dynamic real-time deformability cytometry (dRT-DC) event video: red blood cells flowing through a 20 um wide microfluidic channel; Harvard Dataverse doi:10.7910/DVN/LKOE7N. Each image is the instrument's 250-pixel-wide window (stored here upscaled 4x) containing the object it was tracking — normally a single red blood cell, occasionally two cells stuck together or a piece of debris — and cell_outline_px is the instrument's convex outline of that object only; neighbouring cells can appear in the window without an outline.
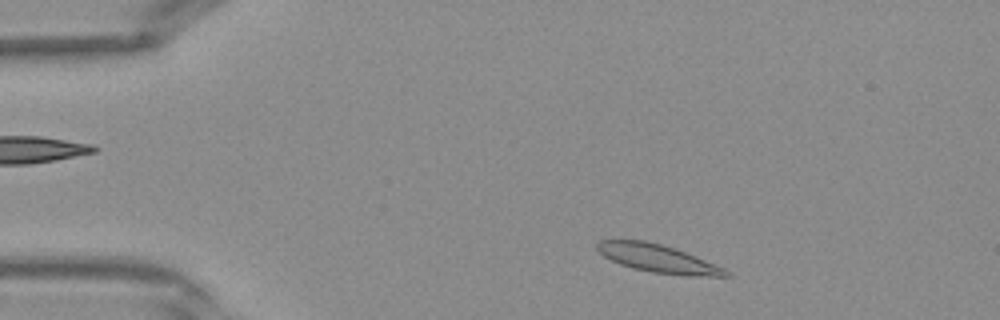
{"species": "Egyptian fruit bat (a non-hibernating species)", "species_latin": "Rousettus aegyptiacus", "temperature_condition": "warm", "stored_images_in_passage": 37, "camera_frame_rate_fps": 3000, "um_per_image_px": 0.085, "frame": {"image": 1, "passage_image": 3, "time_ms": 0.667, "image_size_px": [1000, 320], "cell_outline_px": [[732, 276], [688, 276], [652, 272], [632, 268], [620, 264], [604, 256], [596, 248], [596, 244], [600, 240], [644, 240], [676, 248], [696, 256], [724, 268]], "centroid_in_image_um": [55.92, 21.97], "position_along_channel_um": 29.1, "area_um2": 20.87}}
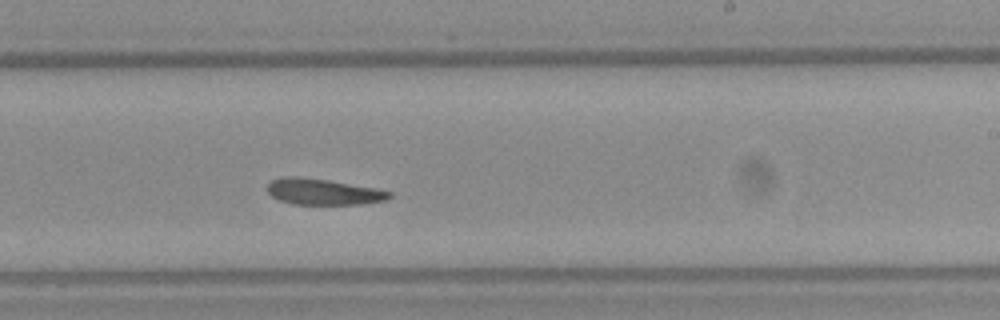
{"frame": {"image": 2, "passage_image": 21, "time_ms": 6.667, "image_size_px": [1000, 320], "cell_outline_px": [[392, 196], [388, 200], [364, 204], [292, 204], [280, 200], [272, 196], [268, 192], [268, 184], [272, 180], [280, 176], [296, 176], [328, 180], [376, 188], [392, 192]], "centroid_in_image_um": [27.5, 16.3], "position_along_channel_um": 261.5, "area_um2": 18.61}}
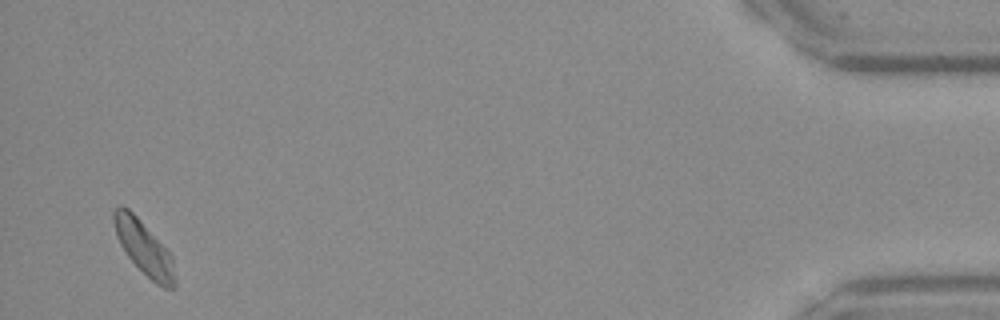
{"frame": {"image": 3, "passage_image": 36, "time_ms": 11.667, "image_size_px": [1000, 320], "cell_outline_px": [[176, 288], [164, 288], [156, 284], [128, 256], [120, 244], [116, 236], [112, 220], [112, 212], [120, 204], [128, 208], [136, 216], [172, 256], [176, 280]], "centroid_in_image_um": [12.22, 21.07], "position_along_channel_um": 423.0, "area_um2": 18.79}}